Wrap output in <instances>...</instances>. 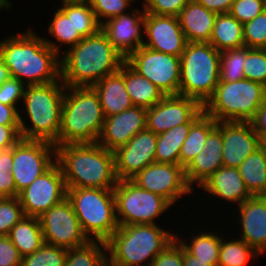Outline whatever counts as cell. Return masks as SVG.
<instances>
[{
    "label": "cell",
    "instance_id": "8992f818",
    "mask_svg": "<svg viewBox=\"0 0 266 266\" xmlns=\"http://www.w3.org/2000/svg\"><path fill=\"white\" fill-rule=\"evenodd\" d=\"M105 118L98 93L93 87H66L61 126L54 145L97 142Z\"/></svg>",
    "mask_w": 266,
    "mask_h": 266
},
{
    "label": "cell",
    "instance_id": "ffe728a7",
    "mask_svg": "<svg viewBox=\"0 0 266 266\" xmlns=\"http://www.w3.org/2000/svg\"><path fill=\"white\" fill-rule=\"evenodd\" d=\"M144 21V8L139 10L133 7L130 12L106 20L101 24V30L114 48L126 59L144 45Z\"/></svg>",
    "mask_w": 266,
    "mask_h": 266
},
{
    "label": "cell",
    "instance_id": "bcb514c9",
    "mask_svg": "<svg viewBox=\"0 0 266 266\" xmlns=\"http://www.w3.org/2000/svg\"><path fill=\"white\" fill-rule=\"evenodd\" d=\"M26 85L16 78L10 77L0 85V102L8 106H15L23 100Z\"/></svg>",
    "mask_w": 266,
    "mask_h": 266
},
{
    "label": "cell",
    "instance_id": "d6986e66",
    "mask_svg": "<svg viewBox=\"0 0 266 266\" xmlns=\"http://www.w3.org/2000/svg\"><path fill=\"white\" fill-rule=\"evenodd\" d=\"M187 43L177 16L145 13L143 46L181 57Z\"/></svg>",
    "mask_w": 266,
    "mask_h": 266
},
{
    "label": "cell",
    "instance_id": "5bb4252c",
    "mask_svg": "<svg viewBox=\"0 0 266 266\" xmlns=\"http://www.w3.org/2000/svg\"><path fill=\"white\" fill-rule=\"evenodd\" d=\"M38 218L44 243L68 250L90 241L84 234L72 203L67 197Z\"/></svg>",
    "mask_w": 266,
    "mask_h": 266
},
{
    "label": "cell",
    "instance_id": "2e32d148",
    "mask_svg": "<svg viewBox=\"0 0 266 266\" xmlns=\"http://www.w3.org/2000/svg\"><path fill=\"white\" fill-rule=\"evenodd\" d=\"M130 180L138 187L162 196L172 205H178L180 198L196 191L188 185L185 169L181 165L170 163L154 162Z\"/></svg>",
    "mask_w": 266,
    "mask_h": 266
},
{
    "label": "cell",
    "instance_id": "cb8c5ba5",
    "mask_svg": "<svg viewBox=\"0 0 266 266\" xmlns=\"http://www.w3.org/2000/svg\"><path fill=\"white\" fill-rule=\"evenodd\" d=\"M222 151V122H217V126L208 134L203 149L185 168V177L192 189L195 183L199 187L223 166Z\"/></svg>",
    "mask_w": 266,
    "mask_h": 266
},
{
    "label": "cell",
    "instance_id": "484cf974",
    "mask_svg": "<svg viewBox=\"0 0 266 266\" xmlns=\"http://www.w3.org/2000/svg\"><path fill=\"white\" fill-rule=\"evenodd\" d=\"M98 93L105 117L119 114L134 106L125 86V62L120 70L101 79L93 86Z\"/></svg>",
    "mask_w": 266,
    "mask_h": 266
},
{
    "label": "cell",
    "instance_id": "44dd1931",
    "mask_svg": "<svg viewBox=\"0 0 266 266\" xmlns=\"http://www.w3.org/2000/svg\"><path fill=\"white\" fill-rule=\"evenodd\" d=\"M224 167L238 168L240 164L264 144L250 122L222 121Z\"/></svg>",
    "mask_w": 266,
    "mask_h": 266
},
{
    "label": "cell",
    "instance_id": "3957f363",
    "mask_svg": "<svg viewBox=\"0 0 266 266\" xmlns=\"http://www.w3.org/2000/svg\"><path fill=\"white\" fill-rule=\"evenodd\" d=\"M67 188L114 189L118 183L114 152L95 143H72L56 147Z\"/></svg>",
    "mask_w": 266,
    "mask_h": 266
},
{
    "label": "cell",
    "instance_id": "603a6c76",
    "mask_svg": "<svg viewBox=\"0 0 266 266\" xmlns=\"http://www.w3.org/2000/svg\"><path fill=\"white\" fill-rule=\"evenodd\" d=\"M240 239L260 255L266 252V196H252L238 206Z\"/></svg>",
    "mask_w": 266,
    "mask_h": 266
},
{
    "label": "cell",
    "instance_id": "f1b7e54d",
    "mask_svg": "<svg viewBox=\"0 0 266 266\" xmlns=\"http://www.w3.org/2000/svg\"><path fill=\"white\" fill-rule=\"evenodd\" d=\"M209 43L219 52L245 46L243 24L229 13L217 14Z\"/></svg>",
    "mask_w": 266,
    "mask_h": 266
},
{
    "label": "cell",
    "instance_id": "52a82bcc",
    "mask_svg": "<svg viewBox=\"0 0 266 266\" xmlns=\"http://www.w3.org/2000/svg\"><path fill=\"white\" fill-rule=\"evenodd\" d=\"M219 62L220 52L209 42H188L180 57L179 95L204 106L220 81Z\"/></svg>",
    "mask_w": 266,
    "mask_h": 266
},
{
    "label": "cell",
    "instance_id": "6da1fadb",
    "mask_svg": "<svg viewBox=\"0 0 266 266\" xmlns=\"http://www.w3.org/2000/svg\"><path fill=\"white\" fill-rule=\"evenodd\" d=\"M0 59L10 76L25 85L48 84L61 79L60 56L30 28L0 40Z\"/></svg>",
    "mask_w": 266,
    "mask_h": 266
},
{
    "label": "cell",
    "instance_id": "7402d4cb",
    "mask_svg": "<svg viewBox=\"0 0 266 266\" xmlns=\"http://www.w3.org/2000/svg\"><path fill=\"white\" fill-rule=\"evenodd\" d=\"M146 113V108L133 106L119 114L106 117L97 143L114 152L146 129Z\"/></svg>",
    "mask_w": 266,
    "mask_h": 266
},
{
    "label": "cell",
    "instance_id": "d6a6232c",
    "mask_svg": "<svg viewBox=\"0 0 266 266\" xmlns=\"http://www.w3.org/2000/svg\"><path fill=\"white\" fill-rule=\"evenodd\" d=\"M193 123L180 124L174 126L167 132L157 135V145L155 153L156 163H170L180 165L181 147L189 134Z\"/></svg>",
    "mask_w": 266,
    "mask_h": 266
},
{
    "label": "cell",
    "instance_id": "836d02e7",
    "mask_svg": "<svg viewBox=\"0 0 266 266\" xmlns=\"http://www.w3.org/2000/svg\"><path fill=\"white\" fill-rule=\"evenodd\" d=\"M217 126V121L205 112L191 125L180 151V165L185 169L203 149L208 134Z\"/></svg>",
    "mask_w": 266,
    "mask_h": 266
},
{
    "label": "cell",
    "instance_id": "4316f807",
    "mask_svg": "<svg viewBox=\"0 0 266 266\" xmlns=\"http://www.w3.org/2000/svg\"><path fill=\"white\" fill-rule=\"evenodd\" d=\"M187 42H209L217 14L190 0L177 16Z\"/></svg>",
    "mask_w": 266,
    "mask_h": 266
},
{
    "label": "cell",
    "instance_id": "f5cc1de1",
    "mask_svg": "<svg viewBox=\"0 0 266 266\" xmlns=\"http://www.w3.org/2000/svg\"><path fill=\"white\" fill-rule=\"evenodd\" d=\"M209 11L216 14L229 13L231 6L235 0H195Z\"/></svg>",
    "mask_w": 266,
    "mask_h": 266
},
{
    "label": "cell",
    "instance_id": "8d00e7d4",
    "mask_svg": "<svg viewBox=\"0 0 266 266\" xmlns=\"http://www.w3.org/2000/svg\"><path fill=\"white\" fill-rule=\"evenodd\" d=\"M246 60V46L220 52V81L234 82L242 80Z\"/></svg>",
    "mask_w": 266,
    "mask_h": 266
},
{
    "label": "cell",
    "instance_id": "7bdbcfd3",
    "mask_svg": "<svg viewBox=\"0 0 266 266\" xmlns=\"http://www.w3.org/2000/svg\"><path fill=\"white\" fill-rule=\"evenodd\" d=\"M13 147L0 150V198L16 197V185L12 175Z\"/></svg>",
    "mask_w": 266,
    "mask_h": 266
},
{
    "label": "cell",
    "instance_id": "d590c367",
    "mask_svg": "<svg viewBox=\"0 0 266 266\" xmlns=\"http://www.w3.org/2000/svg\"><path fill=\"white\" fill-rule=\"evenodd\" d=\"M64 266H107L106 242L89 241L83 246L68 249Z\"/></svg>",
    "mask_w": 266,
    "mask_h": 266
},
{
    "label": "cell",
    "instance_id": "7a4b0ae2",
    "mask_svg": "<svg viewBox=\"0 0 266 266\" xmlns=\"http://www.w3.org/2000/svg\"><path fill=\"white\" fill-rule=\"evenodd\" d=\"M124 62L125 58L100 29L61 54V80L66 87H93L118 72Z\"/></svg>",
    "mask_w": 266,
    "mask_h": 266
},
{
    "label": "cell",
    "instance_id": "b9f144b4",
    "mask_svg": "<svg viewBox=\"0 0 266 266\" xmlns=\"http://www.w3.org/2000/svg\"><path fill=\"white\" fill-rule=\"evenodd\" d=\"M96 15L97 21L102 24L106 20L128 12L132 5L129 0H88Z\"/></svg>",
    "mask_w": 266,
    "mask_h": 266
},
{
    "label": "cell",
    "instance_id": "e0dca14e",
    "mask_svg": "<svg viewBox=\"0 0 266 266\" xmlns=\"http://www.w3.org/2000/svg\"><path fill=\"white\" fill-rule=\"evenodd\" d=\"M203 113V106L197 100L181 95H167L147 109L146 129L158 135L174 126L194 123Z\"/></svg>",
    "mask_w": 266,
    "mask_h": 266
},
{
    "label": "cell",
    "instance_id": "ba28073f",
    "mask_svg": "<svg viewBox=\"0 0 266 266\" xmlns=\"http://www.w3.org/2000/svg\"><path fill=\"white\" fill-rule=\"evenodd\" d=\"M67 198L90 241L106 242L118 229L113 189L67 188Z\"/></svg>",
    "mask_w": 266,
    "mask_h": 266
},
{
    "label": "cell",
    "instance_id": "816d5d0a",
    "mask_svg": "<svg viewBox=\"0 0 266 266\" xmlns=\"http://www.w3.org/2000/svg\"><path fill=\"white\" fill-rule=\"evenodd\" d=\"M250 123L253 130L264 139L266 137V100L257 109Z\"/></svg>",
    "mask_w": 266,
    "mask_h": 266
},
{
    "label": "cell",
    "instance_id": "4dcf8cb0",
    "mask_svg": "<svg viewBox=\"0 0 266 266\" xmlns=\"http://www.w3.org/2000/svg\"><path fill=\"white\" fill-rule=\"evenodd\" d=\"M8 237L21 257L33 254L44 244L43 233L37 217L23 216L10 230Z\"/></svg>",
    "mask_w": 266,
    "mask_h": 266
},
{
    "label": "cell",
    "instance_id": "8fae6325",
    "mask_svg": "<svg viewBox=\"0 0 266 266\" xmlns=\"http://www.w3.org/2000/svg\"><path fill=\"white\" fill-rule=\"evenodd\" d=\"M113 190L119 226L158 224L156 218L173 206L162 196L138 187L131 180H119Z\"/></svg>",
    "mask_w": 266,
    "mask_h": 266
},
{
    "label": "cell",
    "instance_id": "d4e9b609",
    "mask_svg": "<svg viewBox=\"0 0 266 266\" xmlns=\"http://www.w3.org/2000/svg\"><path fill=\"white\" fill-rule=\"evenodd\" d=\"M199 188L209 196L217 197L225 201L227 205L236 203L239 206L245 200L252 197L247 190L245 183L239 173L238 168L224 167L219 168L213 175L204 181ZM219 197V198H218ZM228 201V202H227Z\"/></svg>",
    "mask_w": 266,
    "mask_h": 266
},
{
    "label": "cell",
    "instance_id": "4fadbf2b",
    "mask_svg": "<svg viewBox=\"0 0 266 266\" xmlns=\"http://www.w3.org/2000/svg\"><path fill=\"white\" fill-rule=\"evenodd\" d=\"M55 162L56 146L53 143L21 138L13 146L11 173L16 185V197Z\"/></svg>",
    "mask_w": 266,
    "mask_h": 266
},
{
    "label": "cell",
    "instance_id": "681fc988",
    "mask_svg": "<svg viewBox=\"0 0 266 266\" xmlns=\"http://www.w3.org/2000/svg\"><path fill=\"white\" fill-rule=\"evenodd\" d=\"M20 139V126L0 125V150L13 147Z\"/></svg>",
    "mask_w": 266,
    "mask_h": 266
},
{
    "label": "cell",
    "instance_id": "83f0119b",
    "mask_svg": "<svg viewBox=\"0 0 266 266\" xmlns=\"http://www.w3.org/2000/svg\"><path fill=\"white\" fill-rule=\"evenodd\" d=\"M197 230L198 229L196 228L195 231L190 232L192 236L189 235L188 242L184 234L182 237H179L180 235L175 232V238L192 256L202 261H209V264L218 266L220 254V234L217 231L215 233L214 231L211 232V229H209V232L205 229H203L204 232H201L200 229V232ZM193 232H195V234H193Z\"/></svg>",
    "mask_w": 266,
    "mask_h": 266
},
{
    "label": "cell",
    "instance_id": "1f68e13d",
    "mask_svg": "<svg viewBox=\"0 0 266 266\" xmlns=\"http://www.w3.org/2000/svg\"><path fill=\"white\" fill-rule=\"evenodd\" d=\"M125 86L134 106L148 109L165 97L156 85L134 71L126 62Z\"/></svg>",
    "mask_w": 266,
    "mask_h": 266
},
{
    "label": "cell",
    "instance_id": "6f0895ef",
    "mask_svg": "<svg viewBox=\"0 0 266 266\" xmlns=\"http://www.w3.org/2000/svg\"><path fill=\"white\" fill-rule=\"evenodd\" d=\"M129 1L132 3V5H134L133 3H138L135 0H129Z\"/></svg>",
    "mask_w": 266,
    "mask_h": 266
},
{
    "label": "cell",
    "instance_id": "7dc6e473",
    "mask_svg": "<svg viewBox=\"0 0 266 266\" xmlns=\"http://www.w3.org/2000/svg\"><path fill=\"white\" fill-rule=\"evenodd\" d=\"M151 266H183V246L175 238L153 259Z\"/></svg>",
    "mask_w": 266,
    "mask_h": 266
},
{
    "label": "cell",
    "instance_id": "277c9868",
    "mask_svg": "<svg viewBox=\"0 0 266 266\" xmlns=\"http://www.w3.org/2000/svg\"><path fill=\"white\" fill-rule=\"evenodd\" d=\"M66 86L62 80L41 85H26L19 111L20 135L25 140L55 143L61 126V111ZM28 122V126L25 117ZM28 117V118H27Z\"/></svg>",
    "mask_w": 266,
    "mask_h": 266
},
{
    "label": "cell",
    "instance_id": "5b68a950",
    "mask_svg": "<svg viewBox=\"0 0 266 266\" xmlns=\"http://www.w3.org/2000/svg\"><path fill=\"white\" fill-rule=\"evenodd\" d=\"M174 239L175 233L159 224L119 226L106 241L107 266H151Z\"/></svg>",
    "mask_w": 266,
    "mask_h": 266
},
{
    "label": "cell",
    "instance_id": "74e56055",
    "mask_svg": "<svg viewBox=\"0 0 266 266\" xmlns=\"http://www.w3.org/2000/svg\"><path fill=\"white\" fill-rule=\"evenodd\" d=\"M67 249L44 243L33 254L22 257L21 266H64Z\"/></svg>",
    "mask_w": 266,
    "mask_h": 266
},
{
    "label": "cell",
    "instance_id": "11a10c76",
    "mask_svg": "<svg viewBox=\"0 0 266 266\" xmlns=\"http://www.w3.org/2000/svg\"><path fill=\"white\" fill-rule=\"evenodd\" d=\"M9 69L4 64V62L0 59V85L3 84L6 80L10 78Z\"/></svg>",
    "mask_w": 266,
    "mask_h": 266
},
{
    "label": "cell",
    "instance_id": "ab89813d",
    "mask_svg": "<svg viewBox=\"0 0 266 266\" xmlns=\"http://www.w3.org/2000/svg\"><path fill=\"white\" fill-rule=\"evenodd\" d=\"M24 213L17 197H1L0 198V235L8 236L10 230L22 218Z\"/></svg>",
    "mask_w": 266,
    "mask_h": 266
},
{
    "label": "cell",
    "instance_id": "7c38bea8",
    "mask_svg": "<svg viewBox=\"0 0 266 266\" xmlns=\"http://www.w3.org/2000/svg\"><path fill=\"white\" fill-rule=\"evenodd\" d=\"M125 62L167 95H179L180 57L141 46Z\"/></svg>",
    "mask_w": 266,
    "mask_h": 266
},
{
    "label": "cell",
    "instance_id": "c3c4849f",
    "mask_svg": "<svg viewBox=\"0 0 266 266\" xmlns=\"http://www.w3.org/2000/svg\"><path fill=\"white\" fill-rule=\"evenodd\" d=\"M22 257L8 236L0 235V266H21Z\"/></svg>",
    "mask_w": 266,
    "mask_h": 266
},
{
    "label": "cell",
    "instance_id": "f35d334b",
    "mask_svg": "<svg viewBox=\"0 0 266 266\" xmlns=\"http://www.w3.org/2000/svg\"><path fill=\"white\" fill-rule=\"evenodd\" d=\"M243 68L245 79L261 83L266 87V49L246 47Z\"/></svg>",
    "mask_w": 266,
    "mask_h": 266
},
{
    "label": "cell",
    "instance_id": "f546056e",
    "mask_svg": "<svg viewBox=\"0 0 266 266\" xmlns=\"http://www.w3.org/2000/svg\"><path fill=\"white\" fill-rule=\"evenodd\" d=\"M252 196H266V144L249 155L238 167Z\"/></svg>",
    "mask_w": 266,
    "mask_h": 266
},
{
    "label": "cell",
    "instance_id": "9f6ffc18",
    "mask_svg": "<svg viewBox=\"0 0 266 266\" xmlns=\"http://www.w3.org/2000/svg\"><path fill=\"white\" fill-rule=\"evenodd\" d=\"M12 1L10 0H0V12L3 10H7V9H12Z\"/></svg>",
    "mask_w": 266,
    "mask_h": 266
},
{
    "label": "cell",
    "instance_id": "30bf717a",
    "mask_svg": "<svg viewBox=\"0 0 266 266\" xmlns=\"http://www.w3.org/2000/svg\"><path fill=\"white\" fill-rule=\"evenodd\" d=\"M60 1L62 5L54 12L47 28L51 38L59 44L43 37L44 42L59 56L64 50L68 51L77 45L84 37L94 35L101 29L88 0ZM62 46L66 49L62 50Z\"/></svg>",
    "mask_w": 266,
    "mask_h": 266
},
{
    "label": "cell",
    "instance_id": "f6af8a7d",
    "mask_svg": "<svg viewBox=\"0 0 266 266\" xmlns=\"http://www.w3.org/2000/svg\"><path fill=\"white\" fill-rule=\"evenodd\" d=\"M145 13L178 16L190 0H142Z\"/></svg>",
    "mask_w": 266,
    "mask_h": 266
},
{
    "label": "cell",
    "instance_id": "60d3db41",
    "mask_svg": "<svg viewBox=\"0 0 266 266\" xmlns=\"http://www.w3.org/2000/svg\"><path fill=\"white\" fill-rule=\"evenodd\" d=\"M243 35L246 47L266 49V9L243 24Z\"/></svg>",
    "mask_w": 266,
    "mask_h": 266
},
{
    "label": "cell",
    "instance_id": "f907efd6",
    "mask_svg": "<svg viewBox=\"0 0 266 266\" xmlns=\"http://www.w3.org/2000/svg\"><path fill=\"white\" fill-rule=\"evenodd\" d=\"M15 106H8L0 102V125L20 126L19 111Z\"/></svg>",
    "mask_w": 266,
    "mask_h": 266
},
{
    "label": "cell",
    "instance_id": "9a60e30c",
    "mask_svg": "<svg viewBox=\"0 0 266 266\" xmlns=\"http://www.w3.org/2000/svg\"><path fill=\"white\" fill-rule=\"evenodd\" d=\"M66 197L67 186L57 161L18 195L24 215L37 218Z\"/></svg>",
    "mask_w": 266,
    "mask_h": 266
},
{
    "label": "cell",
    "instance_id": "e575fe53",
    "mask_svg": "<svg viewBox=\"0 0 266 266\" xmlns=\"http://www.w3.org/2000/svg\"><path fill=\"white\" fill-rule=\"evenodd\" d=\"M220 233V254L218 266H246L251 259L261 256L254 248L237 236L231 240ZM225 236V238H224ZM226 239V240H225ZM251 258V259H250Z\"/></svg>",
    "mask_w": 266,
    "mask_h": 266
},
{
    "label": "cell",
    "instance_id": "9c48e42d",
    "mask_svg": "<svg viewBox=\"0 0 266 266\" xmlns=\"http://www.w3.org/2000/svg\"><path fill=\"white\" fill-rule=\"evenodd\" d=\"M266 100V87L249 79L219 81L212 97L203 106L204 112L217 122H250Z\"/></svg>",
    "mask_w": 266,
    "mask_h": 266
},
{
    "label": "cell",
    "instance_id": "db71d44e",
    "mask_svg": "<svg viewBox=\"0 0 266 266\" xmlns=\"http://www.w3.org/2000/svg\"><path fill=\"white\" fill-rule=\"evenodd\" d=\"M183 266H216V265L209 264V261H202L197 259L196 257L189 254L183 248Z\"/></svg>",
    "mask_w": 266,
    "mask_h": 266
},
{
    "label": "cell",
    "instance_id": "ac0fdd59",
    "mask_svg": "<svg viewBox=\"0 0 266 266\" xmlns=\"http://www.w3.org/2000/svg\"><path fill=\"white\" fill-rule=\"evenodd\" d=\"M157 134L144 129L114 151L118 180H130L138 172L155 162Z\"/></svg>",
    "mask_w": 266,
    "mask_h": 266
},
{
    "label": "cell",
    "instance_id": "ee69618b",
    "mask_svg": "<svg viewBox=\"0 0 266 266\" xmlns=\"http://www.w3.org/2000/svg\"><path fill=\"white\" fill-rule=\"evenodd\" d=\"M264 9H266V0H235L229 14L244 24L253 20Z\"/></svg>",
    "mask_w": 266,
    "mask_h": 266
}]
</instances>
